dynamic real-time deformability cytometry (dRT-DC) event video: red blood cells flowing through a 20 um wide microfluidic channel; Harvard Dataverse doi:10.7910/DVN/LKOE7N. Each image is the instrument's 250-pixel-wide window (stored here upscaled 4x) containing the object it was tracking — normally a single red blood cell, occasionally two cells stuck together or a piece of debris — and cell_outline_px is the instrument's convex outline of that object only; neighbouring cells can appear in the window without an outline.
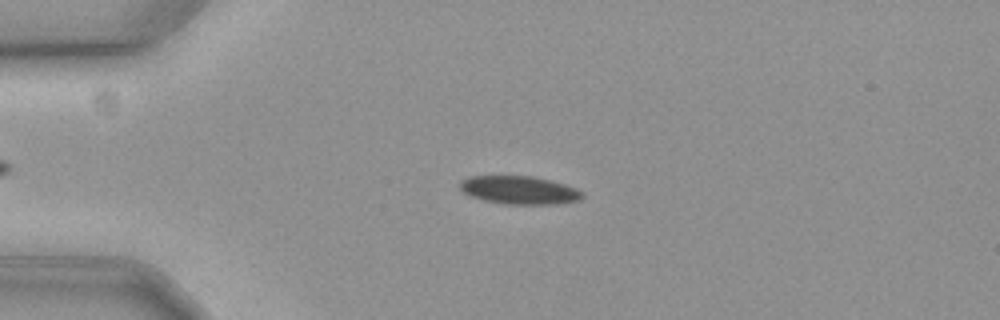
{"species": "common noctule bat (a hibernating species)", "species_latin": "Nyctalus noctula", "temperature_condition": "cold", "stored_images_in_passage": 58, "camera_frame_rate_fps": 3000, "um_per_image_px": 0.085, "animal": {"sex": "female", "body_mass_g": 19.3, "forearm_length_mm": 54.1}, "frame": {"image": 1, "passage_image": 14, "time_ms": 4.333, "image_size_px": [1000, 320], "cell_outline_px": [[584, 196], [580, 200], [556, 204], [504, 204], [484, 200], [472, 196], [464, 192], [460, 188], [460, 180], [468, 176], [532, 176], [552, 180], [576, 188], [584, 192]], "centroid_in_image_um": [44.17, 16.15], "position_along_channel_um": 40.8, "area_um2": 20.17}}
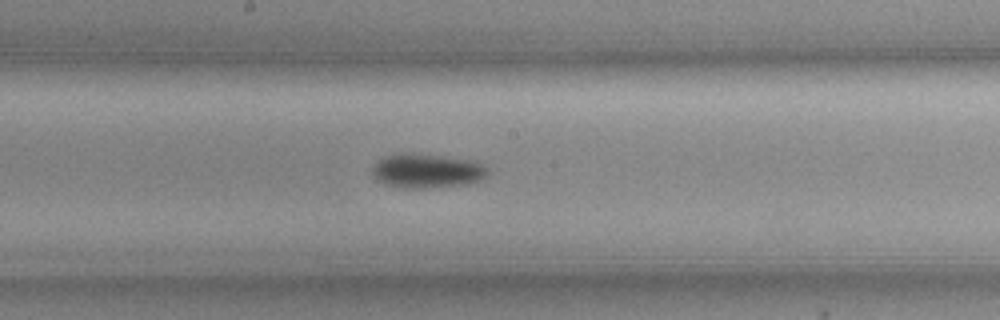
{"frame": {"image": 2, "passage_image": 31, "time_ms": 10.0, "image_size_px": [1000, 320], "cell_outline_px": [[488, 172], [484, 180], [468, 184], [420, 188], [400, 188], [384, 184], [376, 180], [372, 176], [372, 164], [376, 160], [384, 156], [400, 152], [412, 152], [468, 160], [484, 164], [488, 168]], "centroid_in_image_um": [36.23, 14.52], "position_along_channel_um": 212.0, "area_um2": 23.52}}
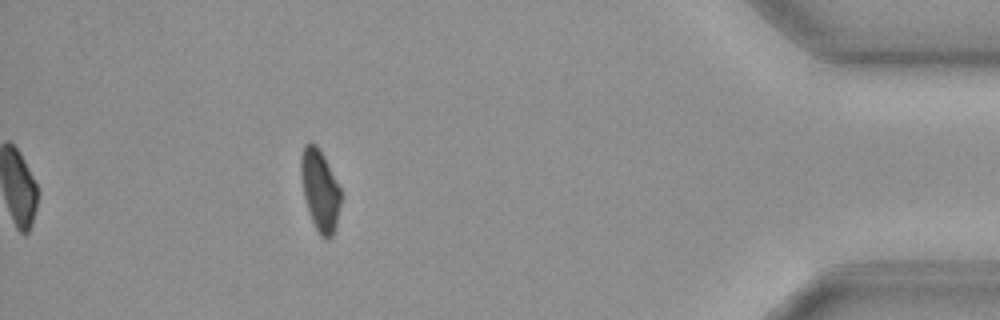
{"frame": {"image": 3, "passage_image": 52, "time_ms": 17.0, "image_size_px": [1000, 320], "cell_outline_px": [[340, 204], [336, 224], [332, 236], [328, 240], [324, 240], [320, 236], [312, 220], [304, 196], [300, 172], [300, 156], [304, 144], [316, 144], [324, 156], [340, 188]], "centroid_in_image_um": [27.18, 16.17], "position_along_channel_um": 408.0, "area_um2": 18.67}, "authors_computed_cell_mechanics": {"area_um2": 20.3456, "velocity_mm_per_s": 3.5676, "shape_relaxation_time_tau1_ms": 8.2846, "shape_relaxation_time_tau2_ms": null, "deformation_change_tau1": 0.0856, "deformation_change_tau2": null}}